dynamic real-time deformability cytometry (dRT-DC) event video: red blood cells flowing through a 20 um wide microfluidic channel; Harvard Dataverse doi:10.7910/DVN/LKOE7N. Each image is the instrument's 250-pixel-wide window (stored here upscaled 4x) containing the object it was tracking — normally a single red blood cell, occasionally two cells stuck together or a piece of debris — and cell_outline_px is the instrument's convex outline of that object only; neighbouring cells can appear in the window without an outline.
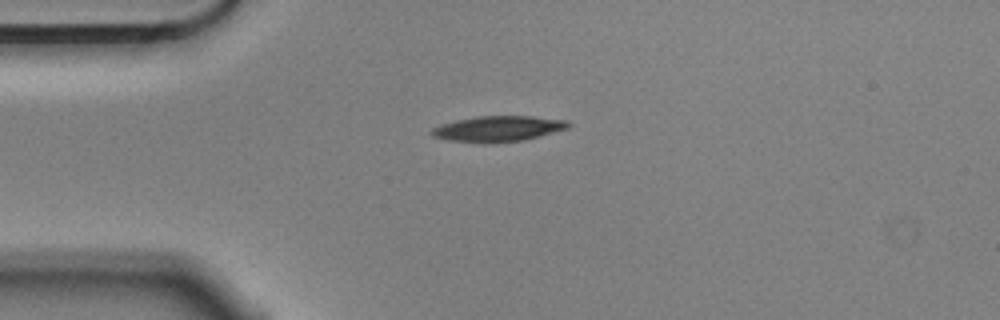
{"species": "Egyptian fruit bat (a non-hibernating species)", "species_latin": "Rousettus aegyptiacus", "temperature_condition": "cold", "stored_images_in_passage": 43, "camera_frame_rate_fps": 3000, "um_per_image_px": 0.085, "animal": {"sex": "male"}, "frame": {"image": 1, "passage_image": 1, "time_ms": 0.0, "image_size_px": [1000, 320], "cell_outline_px": [[572, 124], [568, 128], [524, 140], [484, 144], [448, 140], [432, 136], [432, 128], [440, 124], [456, 120], [476, 116], [532, 116], [568, 120]], "centroid_in_image_um": [42.34, 10.94], "position_along_channel_um": 42.7, "area_um2": 20.58}}
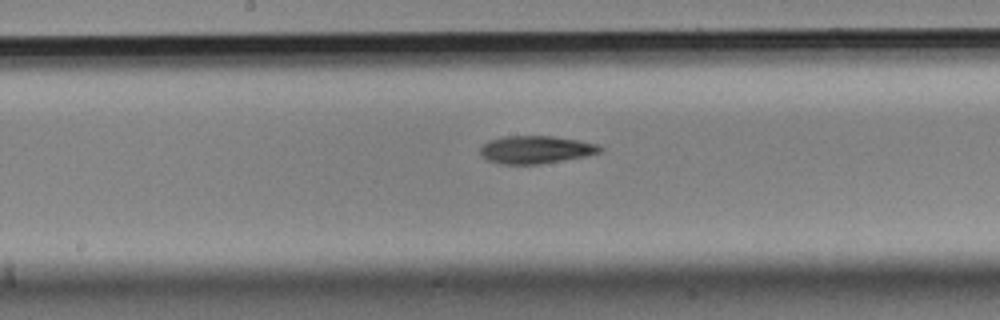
{"frame": {"image": 2, "passage_image": 16, "time_ms": 5.0, "image_size_px": [1000, 320], "cell_outline_px": [[604, 148], [600, 152], [584, 156], [540, 164], [500, 164], [488, 160], [480, 156], [480, 148], [488, 140], [504, 136], [552, 136], [600, 144]], "centroid_in_image_um": [45.52, 12.72], "position_along_channel_um": 202.7, "area_um2": 19.36}}
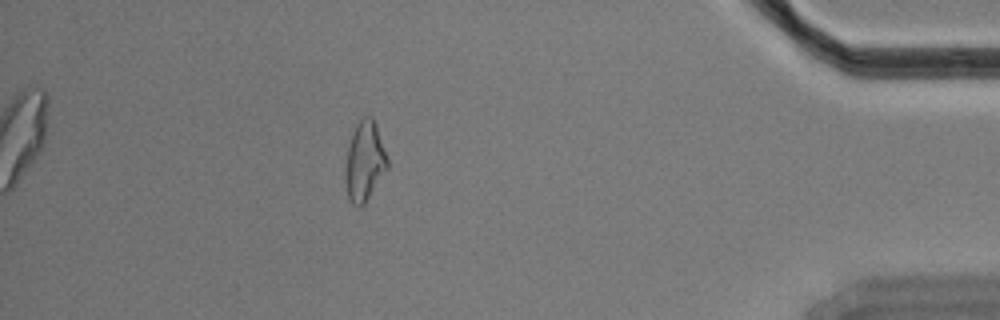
{"frame": {"image": 3, "passage_image": 37, "time_ms": 12.0, "image_size_px": [1000, 320], "cell_outline_px": [[388, 168], [364, 204], [360, 208], [356, 208], [352, 204], [348, 196], [348, 148], [352, 132], [356, 124], [364, 116], [372, 116], [376, 124], [388, 160]], "centroid_in_image_um": [31.04, 13.69], "position_along_channel_um": 404.2, "area_um2": 18.79}, "authors_computed_cell_mechanics": {"area_um2": 19.363, "velocity_mm_per_s": 3.5586, "shape_relaxation_time_tau1_ms": 5.9014, "shape_relaxation_time_tau2_ms": null, "deformation_change_tau1": 0.1748, "deformation_change_tau2": null}}